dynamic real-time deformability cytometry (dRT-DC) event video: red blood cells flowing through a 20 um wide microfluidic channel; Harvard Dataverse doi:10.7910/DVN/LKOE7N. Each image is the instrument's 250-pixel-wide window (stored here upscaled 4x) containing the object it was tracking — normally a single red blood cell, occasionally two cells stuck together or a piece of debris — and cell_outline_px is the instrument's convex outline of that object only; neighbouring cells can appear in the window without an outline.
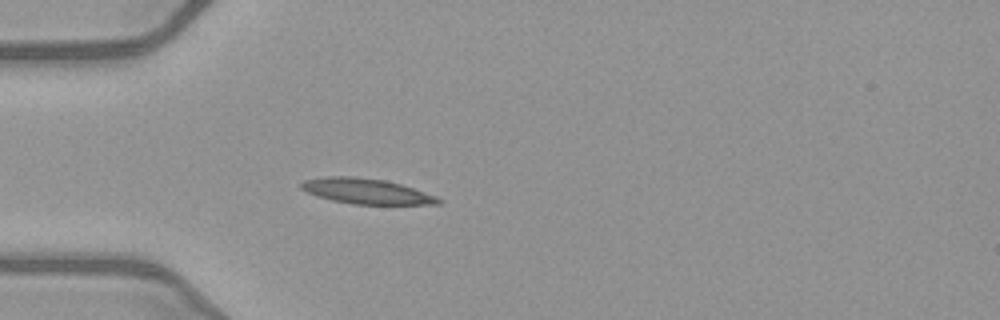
{"species": "common noctule bat (a hibernating species)", "species_latin": "Nyctalus noctula", "temperature_condition": "warm", "stored_images_in_passage": 37, "camera_frame_rate_fps": 3000, "um_per_image_px": 0.085, "animal": {"sex": "female", "body_mass_g": 21.9}, "frame": {"image": 1, "passage_image": 1, "time_ms": 0.0, "image_size_px": [1000, 320], "cell_outline_px": [[444, 200], [440, 204], [352, 204], [332, 200], [316, 196], [300, 188], [300, 184], [304, 180], [328, 176], [352, 176], [384, 180], [400, 184], [436, 196]], "centroid_in_image_um": [31.13, 16.25], "position_along_channel_um": 53.9, "area_um2": 20.11}}
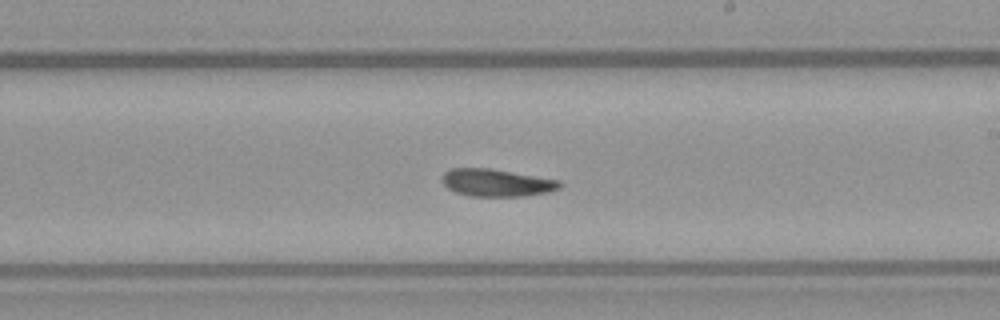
{"frame": {"image": 2, "passage_image": 16, "time_ms": 5.0, "image_size_px": [1000, 320], "cell_outline_px": [[564, 184], [560, 188], [548, 192], [524, 196], [468, 196], [456, 192], [448, 188], [440, 180], [444, 172], [452, 168], [492, 168], [560, 180]], "centroid_in_image_um": [42.22, 15.52], "position_along_channel_um": 246.8, "area_um2": 19.02}}
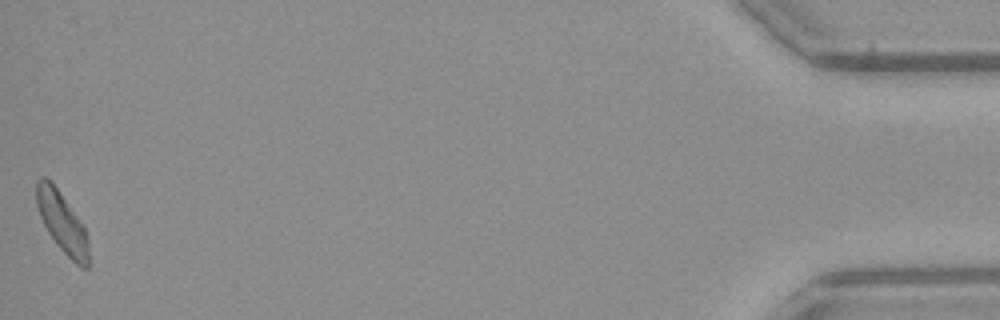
{"frame": {"image": 3, "passage_image": 37, "time_ms": 12.0, "image_size_px": [1000, 320], "cell_outline_px": [[88, 268], [80, 268], [60, 248], [48, 232], [40, 216], [36, 204], [36, 180], [40, 176], [44, 176], [56, 188], [76, 216], [84, 228], [88, 236]], "centroid_in_image_um": [5.26, 18.92], "position_along_channel_um": 429.9, "area_um2": 17.86}}